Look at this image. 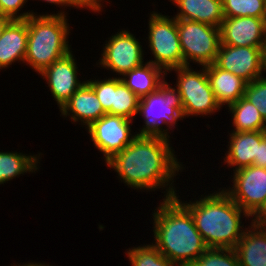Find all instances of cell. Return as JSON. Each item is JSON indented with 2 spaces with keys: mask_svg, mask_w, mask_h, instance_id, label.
<instances>
[{
  "mask_svg": "<svg viewBox=\"0 0 266 266\" xmlns=\"http://www.w3.org/2000/svg\"><path fill=\"white\" fill-rule=\"evenodd\" d=\"M168 142L162 137L135 134L131 143L106 163L131 187L160 188L175 176L181 166Z\"/></svg>",
  "mask_w": 266,
  "mask_h": 266,
  "instance_id": "cell-1",
  "label": "cell"
},
{
  "mask_svg": "<svg viewBox=\"0 0 266 266\" xmlns=\"http://www.w3.org/2000/svg\"><path fill=\"white\" fill-rule=\"evenodd\" d=\"M171 187L154 216V246L178 266H190L208 247L197 230L191 212ZM179 262V263H178Z\"/></svg>",
  "mask_w": 266,
  "mask_h": 266,
  "instance_id": "cell-2",
  "label": "cell"
},
{
  "mask_svg": "<svg viewBox=\"0 0 266 266\" xmlns=\"http://www.w3.org/2000/svg\"><path fill=\"white\" fill-rule=\"evenodd\" d=\"M183 204L194 219L195 226L208 248L234 249L244 232H240V216L249 215L222 190L195 203Z\"/></svg>",
  "mask_w": 266,
  "mask_h": 266,
  "instance_id": "cell-3",
  "label": "cell"
},
{
  "mask_svg": "<svg viewBox=\"0 0 266 266\" xmlns=\"http://www.w3.org/2000/svg\"><path fill=\"white\" fill-rule=\"evenodd\" d=\"M65 14H34L27 18L28 41L24 61L41 73L46 67L70 52Z\"/></svg>",
  "mask_w": 266,
  "mask_h": 266,
  "instance_id": "cell-4",
  "label": "cell"
},
{
  "mask_svg": "<svg viewBox=\"0 0 266 266\" xmlns=\"http://www.w3.org/2000/svg\"><path fill=\"white\" fill-rule=\"evenodd\" d=\"M175 90L163 81L156 91L140 98L138 113L144 114L145 128L137 135L168 139L167 132L160 129V124L171 123L169 125L172 126L178 118H183L181 97L178 89Z\"/></svg>",
  "mask_w": 266,
  "mask_h": 266,
  "instance_id": "cell-5",
  "label": "cell"
},
{
  "mask_svg": "<svg viewBox=\"0 0 266 266\" xmlns=\"http://www.w3.org/2000/svg\"><path fill=\"white\" fill-rule=\"evenodd\" d=\"M183 66L190 59L206 67L216 60L220 46L219 27L192 20L177 19Z\"/></svg>",
  "mask_w": 266,
  "mask_h": 266,
  "instance_id": "cell-6",
  "label": "cell"
},
{
  "mask_svg": "<svg viewBox=\"0 0 266 266\" xmlns=\"http://www.w3.org/2000/svg\"><path fill=\"white\" fill-rule=\"evenodd\" d=\"M149 21V46L155 57L149 62L166 71L183 67L177 19L153 13Z\"/></svg>",
  "mask_w": 266,
  "mask_h": 266,
  "instance_id": "cell-7",
  "label": "cell"
},
{
  "mask_svg": "<svg viewBox=\"0 0 266 266\" xmlns=\"http://www.w3.org/2000/svg\"><path fill=\"white\" fill-rule=\"evenodd\" d=\"M202 72L192 71L189 66L173 68L178 72L177 89L181 97L182 114L207 115L221 106L217 103L206 73V67Z\"/></svg>",
  "mask_w": 266,
  "mask_h": 266,
  "instance_id": "cell-8",
  "label": "cell"
},
{
  "mask_svg": "<svg viewBox=\"0 0 266 266\" xmlns=\"http://www.w3.org/2000/svg\"><path fill=\"white\" fill-rule=\"evenodd\" d=\"M234 174V189L226 193L249 216H256L266 205V168L251 165Z\"/></svg>",
  "mask_w": 266,
  "mask_h": 266,
  "instance_id": "cell-9",
  "label": "cell"
},
{
  "mask_svg": "<svg viewBox=\"0 0 266 266\" xmlns=\"http://www.w3.org/2000/svg\"><path fill=\"white\" fill-rule=\"evenodd\" d=\"M130 123L131 120L125 117L105 114L87 127L94 145L104 153L106 161L131 143L134 136L130 138Z\"/></svg>",
  "mask_w": 266,
  "mask_h": 266,
  "instance_id": "cell-10",
  "label": "cell"
},
{
  "mask_svg": "<svg viewBox=\"0 0 266 266\" xmlns=\"http://www.w3.org/2000/svg\"><path fill=\"white\" fill-rule=\"evenodd\" d=\"M99 99L103 110L110 115L131 119L138 113L140 98L121 80L87 81Z\"/></svg>",
  "mask_w": 266,
  "mask_h": 266,
  "instance_id": "cell-11",
  "label": "cell"
},
{
  "mask_svg": "<svg viewBox=\"0 0 266 266\" xmlns=\"http://www.w3.org/2000/svg\"><path fill=\"white\" fill-rule=\"evenodd\" d=\"M214 64L247 83L262 76L261 48L220 44Z\"/></svg>",
  "mask_w": 266,
  "mask_h": 266,
  "instance_id": "cell-12",
  "label": "cell"
},
{
  "mask_svg": "<svg viewBox=\"0 0 266 266\" xmlns=\"http://www.w3.org/2000/svg\"><path fill=\"white\" fill-rule=\"evenodd\" d=\"M105 45L100 62L103 67L124 75L143 64L142 46L128 31L112 36Z\"/></svg>",
  "mask_w": 266,
  "mask_h": 266,
  "instance_id": "cell-13",
  "label": "cell"
},
{
  "mask_svg": "<svg viewBox=\"0 0 266 266\" xmlns=\"http://www.w3.org/2000/svg\"><path fill=\"white\" fill-rule=\"evenodd\" d=\"M219 30L220 43L223 45L262 48L266 40V19L224 17Z\"/></svg>",
  "mask_w": 266,
  "mask_h": 266,
  "instance_id": "cell-14",
  "label": "cell"
},
{
  "mask_svg": "<svg viewBox=\"0 0 266 266\" xmlns=\"http://www.w3.org/2000/svg\"><path fill=\"white\" fill-rule=\"evenodd\" d=\"M71 52L46 67L40 74L47 78L48 86L60 109L83 85L77 80V67Z\"/></svg>",
  "mask_w": 266,
  "mask_h": 266,
  "instance_id": "cell-15",
  "label": "cell"
},
{
  "mask_svg": "<svg viewBox=\"0 0 266 266\" xmlns=\"http://www.w3.org/2000/svg\"><path fill=\"white\" fill-rule=\"evenodd\" d=\"M28 41L27 19H12L0 37V68L24 61Z\"/></svg>",
  "mask_w": 266,
  "mask_h": 266,
  "instance_id": "cell-16",
  "label": "cell"
},
{
  "mask_svg": "<svg viewBox=\"0 0 266 266\" xmlns=\"http://www.w3.org/2000/svg\"><path fill=\"white\" fill-rule=\"evenodd\" d=\"M63 115L72 112L71 118L73 121L80 119L83 123L87 124V127L94 121L107 114L97 98L92 87L84 82L71 98L60 109Z\"/></svg>",
  "mask_w": 266,
  "mask_h": 266,
  "instance_id": "cell-17",
  "label": "cell"
},
{
  "mask_svg": "<svg viewBox=\"0 0 266 266\" xmlns=\"http://www.w3.org/2000/svg\"><path fill=\"white\" fill-rule=\"evenodd\" d=\"M206 73L217 103L229 105L244 97L247 82L232 72L218 68L214 63L206 66Z\"/></svg>",
  "mask_w": 266,
  "mask_h": 266,
  "instance_id": "cell-18",
  "label": "cell"
},
{
  "mask_svg": "<svg viewBox=\"0 0 266 266\" xmlns=\"http://www.w3.org/2000/svg\"><path fill=\"white\" fill-rule=\"evenodd\" d=\"M225 162L236 165L235 171L253 165L260 141L266 131L233 132ZM238 166V167H237Z\"/></svg>",
  "mask_w": 266,
  "mask_h": 266,
  "instance_id": "cell-19",
  "label": "cell"
},
{
  "mask_svg": "<svg viewBox=\"0 0 266 266\" xmlns=\"http://www.w3.org/2000/svg\"><path fill=\"white\" fill-rule=\"evenodd\" d=\"M252 226L254 231H243L234 250L240 266H266V226L255 222Z\"/></svg>",
  "mask_w": 266,
  "mask_h": 266,
  "instance_id": "cell-20",
  "label": "cell"
},
{
  "mask_svg": "<svg viewBox=\"0 0 266 266\" xmlns=\"http://www.w3.org/2000/svg\"><path fill=\"white\" fill-rule=\"evenodd\" d=\"M180 8L176 19L220 27L224 20L222 0H172Z\"/></svg>",
  "mask_w": 266,
  "mask_h": 266,
  "instance_id": "cell-21",
  "label": "cell"
},
{
  "mask_svg": "<svg viewBox=\"0 0 266 266\" xmlns=\"http://www.w3.org/2000/svg\"><path fill=\"white\" fill-rule=\"evenodd\" d=\"M143 65L125 73L124 76H129L128 80L121 78L123 83L139 98L156 91L163 82L161 77H164V72H166H161L162 68L150 62ZM162 73H164L163 76Z\"/></svg>",
  "mask_w": 266,
  "mask_h": 266,
  "instance_id": "cell-22",
  "label": "cell"
},
{
  "mask_svg": "<svg viewBox=\"0 0 266 266\" xmlns=\"http://www.w3.org/2000/svg\"><path fill=\"white\" fill-rule=\"evenodd\" d=\"M228 107L233 114V125L236 127L234 132L266 131V121L258 108L244 97Z\"/></svg>",
  "mask_w": 266,
  "mask_h": 266,
  "instance_id": "cell-23",
  "label": "cell"
},
{
  "mask_svg": "<svg viewBox=\"0 0 266 266\" xmlns=\"http://www.w3.org/2000/svg\"><path fill=\"white\" fill-rule=\"evenodd\" d=\"M37 157L26 156L21 153L0 152V184L9 181L26 171L37 170Z\"/></svg>",
  "mask_w": 266,
  "mask_h": 266,
  "instance_id": "cell-24",
  "label": "cell"
},
{
  "mask_svg": "<svg viewBox=\"0 0 266 266\" xmlns=\"http://www.w3.org/2000/svg\"><path fill=\"white\" fill-rule=\"evenodd\" d=\"M224 17L250 16L266 19V0H222Z\"/></svg>",
  "mask_w": 266,
  "mask_h": 266,
  "instance_id": "cell-25",
  "label": "cell"
},
{
  "mask_svg": "<svg viewBox=\"0 0 266 266\" xmlns=\"http://www.w3.org/2000/svg\"><path fill=\"white\" fill-rule=\"evenodd\" d=\"M132 266H176L162 255L154 245L129 249L127 253Z\"/></svg>",
  "mask_w": 266,
  "mask_h": 266,
  "instance_id": "cell-26",
  "label": "cell"
},
{
  "mask_svg": "<svg viewBox=\"0 0 266 266\" xmlns=\"http://www.w3.org/2000/svg\"><path fill=\"white\" fill-rule=\"evenodd\" d=\"M190 266H240V264L234 249L208 248Z\"/></svg>",
  "mask_w": 266,
  "mask_h": 266,
  "instance_id": "cell-27",
  "label": "cell"
},
{
  "mask_svg": "<svg viewBox=\"0 0 266 266\" xmlns=\"http://www.w3.org/2000/svg\"><path fill=\"white\" fill-rule=\"evenodd\" d=\"M244 98L258 108L266 121V78L260 77L247 83Z\"/></svg>",
  "mask_w": 266,
  "mask_h": 266,
  "instance_id": "cell-28",
  "label": "cell"
},
{
  "mask_svg": "<svg viewBox=\"0 0 266 266\" xmlns=\"http://www.w3.org/2000/svg\"><path fill=\"white\" fill-rule=\"evenodd\" d=\"M26 0H0V11L4 16L10 17L11 19H27L33 13H24L19 16H15L17 11L23 6Z\"/></svg>",
  "mask_w": 266,
  "mask_h": 266,
  "instance_id": "cell-29",
  "label": "cell"
},
{
  "mask_svg": "<svg viewBox=\"0 0 266 266\" xmlns=\"http://www.w3.org/2000/svg\"><path fill=\"white\" fill-rule=\"evenodd\" d=\"M253 165L266 168V136L260 141Z\"/></svg>",
  "mask_w": 266,
  "mask_h": 266,
  "instance_id": "cell-30",
  "label": "cell"
},
{
  "mask_svg": "<svg viewBox=\"0 0 266 266\" xmlns=\"http://www.w3.org/2000/svg\"><path fill=\"white\" fill-rule=\"evenodd\" d=\"M84 7L91 9L92 11H99L101 9L100 1L102 0H78Z\"/></svg>",
  "mask_w": 266,
  "mask_h": 266,
  "instance_id": "cell-31",
  "label": "cell"
},
{
  "mask_svg": "<svg viewBox=\"0 0 266 266\" xmlns=\"http://www.w3.org/2000/svg\"><path fill=\"white\" fill-rule=\"evenodd\" d=\"M46 2L54 3V4H60V5H69V6H77L79 7H84L78 0H44Z\"/></svg>",
  "mask_w": 266,
  "mask_h": 266,
  "instance_id": "cell-32",
  "label": "cell"
},
{
  "mask_svg": "<svg viewBox=\"0 0 266 266\" xmlns=\"http://www.w3.org/2000/svg\"><path fill=\"white\" fill-rule=\"evenodd\" d=\"M257 224L266 226V205L263 207V209L256 215L255 220L253 219Z\"/></svg>",
  "mask_w": 266,
  "mask_h": 266,
  "instance_id": "cell-33",
  "label": "cell"
},
{
  "mask_svg": "<svg viewBox=\"0 0 266 266\" xmlns=\"http://www.w3.org/2000/svg\"><path fill=\"white\" fill-rule=\"evenodd\" d=\"M11 20L12 19L10 17L4 15L0 17V37L2 36L3 30Z\"/></svg>",
  "mask_w": 266,
  "mask_h": 266,
  "instance_id": "cell-34",
  "label": "cell"
},
{
  "mask_svg": "<svg viewBox=\"0 0 266 266\" xmlns=\"http://www.w3.org/2000/svg\"><path fill=\"white\" fill-rule=\"evenodd\" d=\"M261 63H262V70H266V40L261 48Z\"/></svg>",
  "mask_w": 266,
  "mask_h": 266,
  "instance_id": "cell-35",
  "label": "cell"
},
{
  "mask_svg": "<svg viewBox=\"0 0 266 266\" xmlns=\"http://www.w3.org/2000/svg\"><path fill=\"white\" fill-rule=\"evenodd\" d=\"M23 266H42V264L38 265L37 263H35V264L34 263H32V264L30 263V264H26V265H23Z\"/></svg>",
  "mask_w": 266,
  "mask_h": 266,
  "instance_id": "cell-36",
  "label": "cell"
}]
</instances>
